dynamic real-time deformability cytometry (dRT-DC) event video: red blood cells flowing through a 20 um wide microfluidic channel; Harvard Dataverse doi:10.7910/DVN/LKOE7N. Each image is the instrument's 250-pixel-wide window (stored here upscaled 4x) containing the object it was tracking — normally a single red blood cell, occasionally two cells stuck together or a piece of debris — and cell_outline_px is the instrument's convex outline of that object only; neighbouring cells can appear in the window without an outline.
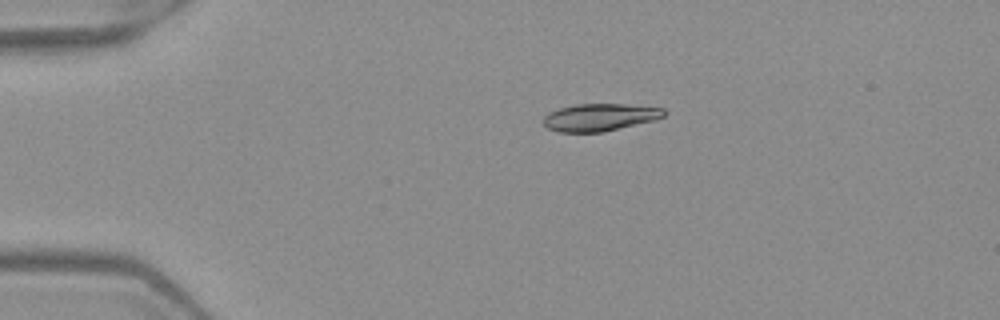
{"species": "Egyptian fruit bat (a non-hibernating species)", "species_latin": "Rousettus aegyptiacus", "temperature_condition": "warm", "stored_images_in_passage": 5, "camera_frame_rate_fps": 3000, "um_per_image_px": 0.085, "frame": {"image": 1, "passage_image": 3, "time_ms": 0.667, "image_size_px": [1000, 320], "cell_outline_px": [[668, 112], [664, 116], [656, 120], [604, 132], [556, 132], [548, 128], [544, 124], [544, 116], [548, 112], [560, 108], [576, 104], [624, 104], [664, 108]], "centroid_in_image_um": [51.01, 9.97], "position_along_channel_um": 34.0, "area_um2": 19.42}}
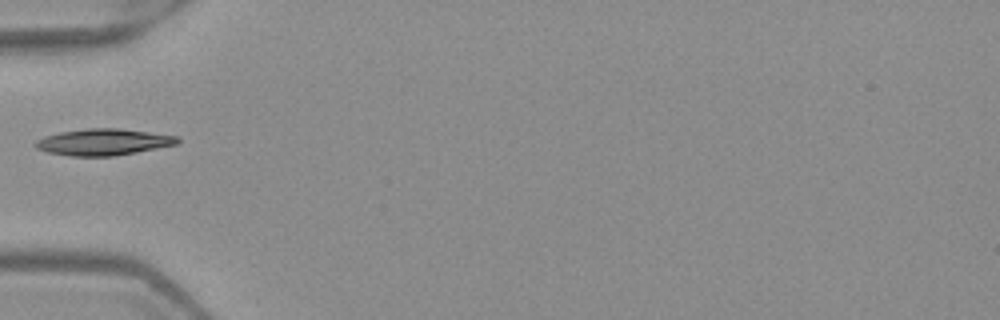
{"frame": {"image": 2, "passage_image": 5, "time_ms": 1.333, "image_size_px": [1000, 320], "cell_outline_px": [[180, 140], [176, 144], [136, 152], [112, 156], [72, 156], [48, 152], [36, 148], [32, 144], [36, 140], [44, 136], [60, 132], [88, 128], [120, 128], [180, 136]], "centroid_in_image_um": [8.77, 12.06], "position_along_channel_um": 76.2, "area_um2": 21.91}}